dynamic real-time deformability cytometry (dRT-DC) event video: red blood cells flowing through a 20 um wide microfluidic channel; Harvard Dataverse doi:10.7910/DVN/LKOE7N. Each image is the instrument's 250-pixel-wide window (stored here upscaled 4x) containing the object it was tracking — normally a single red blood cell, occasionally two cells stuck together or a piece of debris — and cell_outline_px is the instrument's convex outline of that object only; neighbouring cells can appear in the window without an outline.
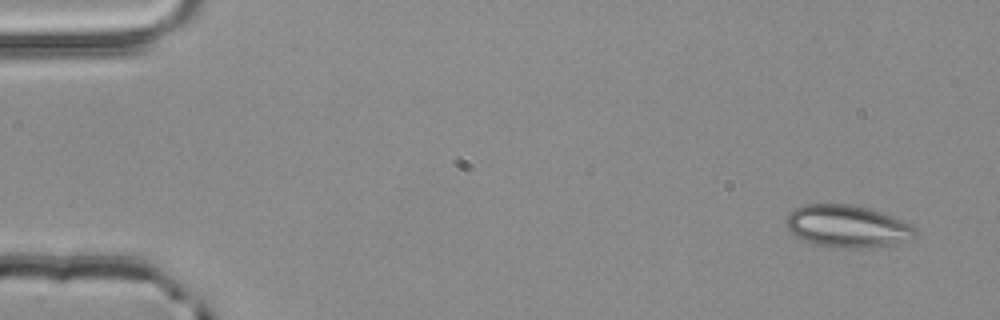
{"species": "common noctule bat (a hibernating species)", "species_latin": "Nyctalus noctula", "temperature_condition": "room temperature", "stored_images_in_passage": 4, "camera_frame_rate_fps": 3000, "um_per_image_px": 0.085, "animal": {"sex": "male", "body_mass_g": 20.4}, "frame": {"image": 1, "passage_image": 1, "time_ms": 0.0, "image_size_px": [1000, 320], "cell_outline_px": [[916, 232], [908, 240], [888, 244], [864, 248], [836, 248], [816, 244], [804, 240], [796, 236], [784, 224], [784, 220], [792, 208], [804, 204], [852, 204], [868, 208], [880, 212], [912, 224], [916, 228]], "centroid_in_image_um": [71.95, 19.22], "position_along_channel_um": 13.0, "area_um2": 31.73}}